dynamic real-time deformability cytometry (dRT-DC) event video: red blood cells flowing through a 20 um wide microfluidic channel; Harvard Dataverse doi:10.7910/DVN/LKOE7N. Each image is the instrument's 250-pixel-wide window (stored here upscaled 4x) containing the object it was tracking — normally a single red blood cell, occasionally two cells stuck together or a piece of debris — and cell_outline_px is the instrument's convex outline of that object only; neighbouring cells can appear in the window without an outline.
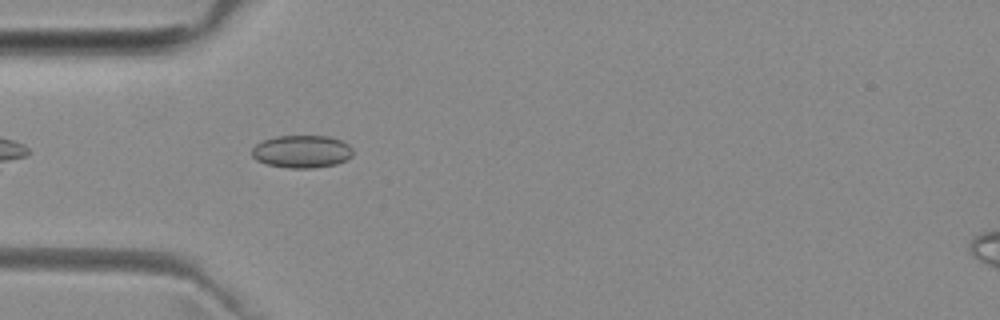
{"species": "common noctule bat (a hibernating species)", "species_latin": "Nyctalus noctula", "temperature_condition": "room temperature", "stored_images_in_passage": 1, "camera_frame_rate_fps": 3000, "um_per_image_px": 0.085, "animal": {"sex": "female", "body_mass_g": 29.2, "forearm_length_mm": 56.3}, "frame": {"image": 1, "passage_image": 1, "time_ms": 0.0, "image_size_px": [1000, 320], "cell_outline_px": [[352, 156], [336, 164], [312, 168], [288, 168], [268, 164], [256, 160], [252, 156], [252, 148], [256, 144], [264, 140], [276, 136], [328, 136], [340, 140], [348, 144], [352, 148]], "centroid_in_image_um": [25.64, 12.88], "position_along_channel_um": 59.4, "area_um2": 19.13}}